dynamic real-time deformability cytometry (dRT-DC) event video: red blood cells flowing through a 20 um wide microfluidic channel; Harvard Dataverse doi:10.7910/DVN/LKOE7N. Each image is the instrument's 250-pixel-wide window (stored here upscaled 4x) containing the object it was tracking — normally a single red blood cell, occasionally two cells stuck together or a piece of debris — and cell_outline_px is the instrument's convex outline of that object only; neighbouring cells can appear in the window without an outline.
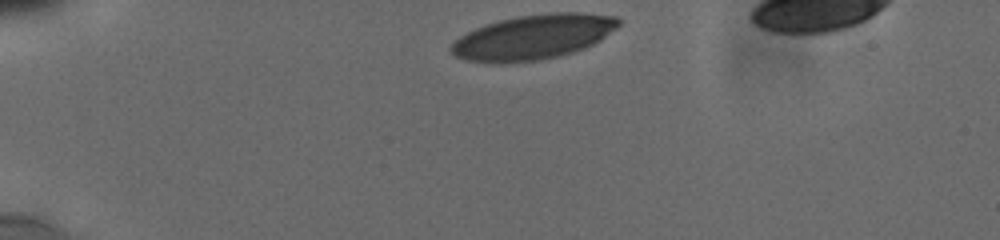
{"species": "human", "species_latin": "Homo sapiens", "temperature_condition": "cold", "stored_images_in_passage": 19, "camera_frame_rate_fps": 3000, "um_per_image_px": 0.085, "donor": {"sex": "male"}, "frame": {"image": 1, "passage_image": 1, "time_ms": 0.0, "image_size_px": [1000, 240], "cell_outline_px": [[620, 24], [616, 28], [600, 40], [584, 48], [560, 56], [540, 60], [500, 64], [492, 64], [464, 60], [456, 56], [448, 48], [460, 36], [484, 24], [516, 16], [552, 12], [576, 12], [616, 16], [620, 20]], "centroid_in_image_um": [45.3, 3.16], "position_along_channel_um": 39.7, "area_um2": 43.93}}
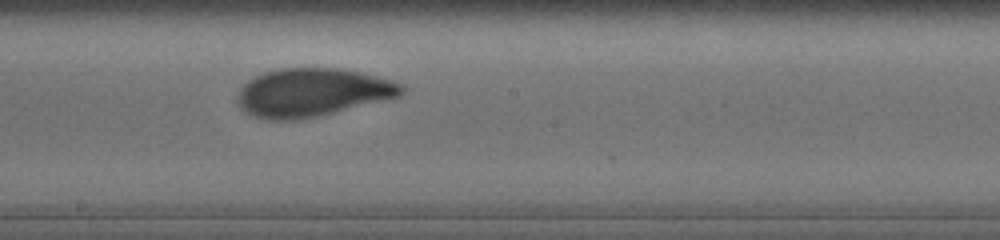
{"frame": {"image": 2, "passage_image": 8, "time_ms": 6.333, "image_size_px": [1000, 240], "cell_outline_px": [[404, 92], [400, 96], [300, 120], [268, 120], [256, 116], [248, 112], [236, 100], [240, 88], [248, 80], [264, 72], [280, 68], [340, 68], [360, 72], [376, 76], [404, 84]], "centroid_in_image_um": [26.55, 7.85], "position_along_channel_um": 221.6, "area_um2": 45.72}}
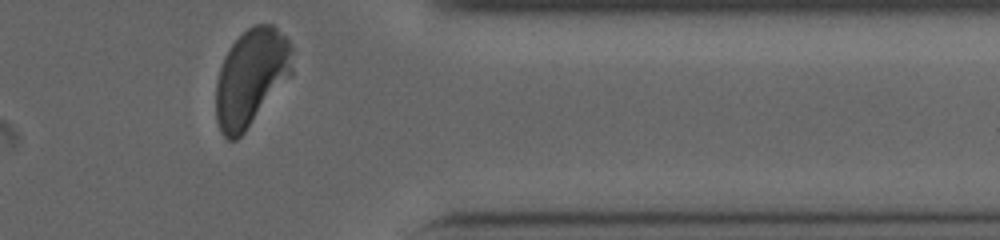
{"frame": {"image": 3, "passage_image": 19, "time_ms": 11.0, "image_size_px": [1000, 240], "cell_outline_px": [[292, 76], [244, 132], [236, 140], [228, 140], [220, 132], [216, 120], [216, 80], [224, 56], [228, 48], [248, 28], [256, 24], [272, 24], [292, 44]], "centroid_in_image_um": [21.34, 6.59], "position_along_channel_um": 390.1, "area_um2": 43.41}, "authors_computed_cell_mechanics": {"area_um2": 45.1996, "velocity_mm_per_s": 3.7814, "shape_relaxation_time_tau1_ms": 3.501, "shape_relaxation_time_tau2_ms": null, "deformation_change_tau1": 0.1473, "deformation_change_tau2": null}}